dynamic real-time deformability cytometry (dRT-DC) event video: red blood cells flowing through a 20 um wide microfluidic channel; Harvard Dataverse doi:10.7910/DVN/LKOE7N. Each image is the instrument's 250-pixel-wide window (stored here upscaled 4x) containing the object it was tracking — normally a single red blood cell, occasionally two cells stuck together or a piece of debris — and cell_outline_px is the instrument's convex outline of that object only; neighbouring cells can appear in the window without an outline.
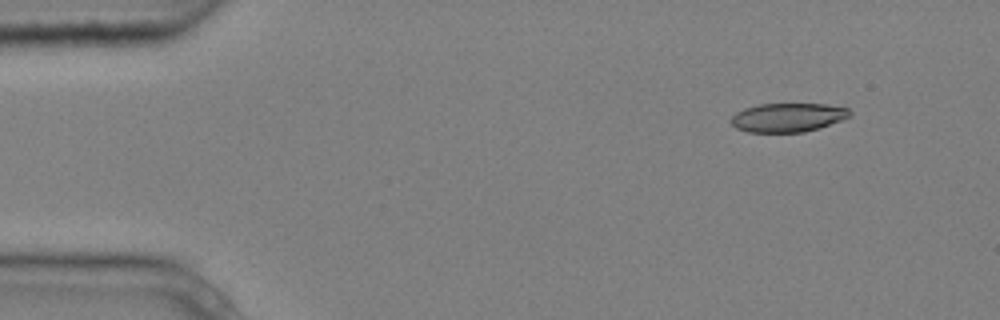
{"species": "common noctule bat (a hibernating species)", "species_latin": "Nyctalus noctula", "temperature_condition": "cold", "stored_images_in_passage": 4, "camera_frame_rate_fps": 3000, "um_per_image_px": 0.085, "animal": {"sex": "male", "body_mass_g": 20.4}, "frame": {"image": 1, "passage_image": 1, "time_ms": 0.0, "image_size_px": [1000, 320], "cell_outline_px": [[852, 116], [820, 128], [804, 132], [748, 132], [736, 128], [728, 120], [736, 112], [744, 108], [760, 104], [828, 104], [848, 108], [852, 112]], "centroid_in_image_um": [66.98, 9.98], "position_along_channel_um": 18.0, "area_um2": 20.17}}
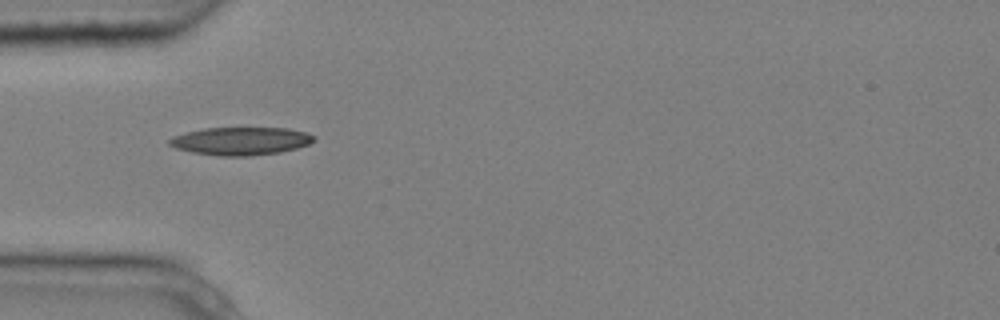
{"frame": {"image": 2, "passage_image": 4, "time_ms": 1.0, "image_size_px": [1000, 320], "cell_outline_px": [[316, 140], [308, 144], [296, 148], [280, 152], [248, 156], [220, 156], [192, 152], [176, 148], [168, 144], [168, 140], [172, 136], [204, 128], [288, 128], [308, 132], [316, 136]], "centroid_in_image_um": [20.49, 11.98], "position_along_channel_um": 64.5, "area_um2": 23.58}}